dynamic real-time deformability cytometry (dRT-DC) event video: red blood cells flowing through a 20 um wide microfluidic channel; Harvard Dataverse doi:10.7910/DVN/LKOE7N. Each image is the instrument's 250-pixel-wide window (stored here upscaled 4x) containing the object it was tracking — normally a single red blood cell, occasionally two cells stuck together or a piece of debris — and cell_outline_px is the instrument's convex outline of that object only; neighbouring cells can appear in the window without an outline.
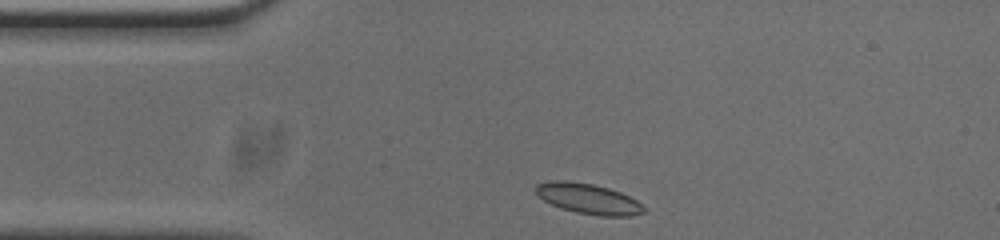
{"species": "common noctule bat (a hibernating species)", "species_latin": "Nyctalus noctula", "temperature_condition": "cold", "stored_images_in_passage": 34, "camera_frame_rate_fps": 3000, "um_per_image_px": 0.085, "animal": {"sex": "male", "body_mass_g": 20.0, "forearm_length_mm": 53.3}, "frame": {"image": 1, "passage_image": 1, "time_ms": 0.0, "image_size_px": [1000, 240], "cell_outline_px": [[644, 212], [632, 216], [600, 216], [576, 212], [560, 208], [544, 200], [536, 192], [536, 184], [548, 180], [564, 180], [592, 184], [608, 188], [620, 192], [636, 200], [644, 208]], "centroid_in_image_um": [49.98, 16.89], "position_along_channel_um": 35.0, "area_um2": 18.96}}
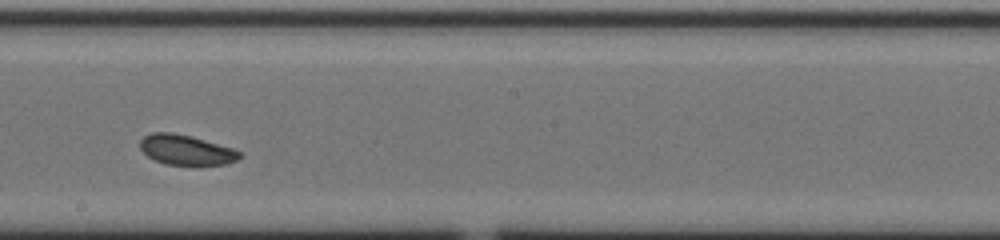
{"frame": {"image": 2, "passage_image": 19, "time_ms": 6.0, "image_size_px": [1000, 240], "cell_outline_px": [[240, 156], [236, 160], [228, 164], [196, 168], [164, 164], [148, 156], [140, 148], [140, 140], [144, 136], [152, 132], [172, 132], [192, 136], [232, 148], [240, 152]], "centroid_in_image_um": [15.83, 12.79], "position_along_channel_um": 232.4, "area_um2": 18.09}}
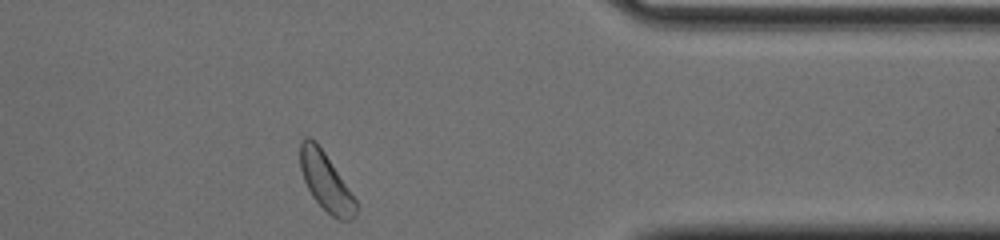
{"frame": {"image": 3, "passage_image": 33, "time_ms": 10.667, "image_size_px": [1000, 240], "cell_outline_px": [[360, 204], [356, 216], [352, 220], [340, 220], [332, 216], [312, 196], [304, 180], [300, 168], [300, 140], [304, 136], [308, 136], [316, 140]], "centroid_in_image_um": [27.73, 15.44], "position_along_channel_um": 383.7, "area_um2": 19.13}, "authors_computed_cell_mechanics": {"area_um2": 18.3515, "velocity_mm_per_s": 3.7277, "shape_relaxation_time_tau1_ms": 1.9682, "shape_relaxation_time_tau2_ms": 8.3492, "deformation_change_tau1": 0.0412, "deformation_change_tau2": 0.1243}}